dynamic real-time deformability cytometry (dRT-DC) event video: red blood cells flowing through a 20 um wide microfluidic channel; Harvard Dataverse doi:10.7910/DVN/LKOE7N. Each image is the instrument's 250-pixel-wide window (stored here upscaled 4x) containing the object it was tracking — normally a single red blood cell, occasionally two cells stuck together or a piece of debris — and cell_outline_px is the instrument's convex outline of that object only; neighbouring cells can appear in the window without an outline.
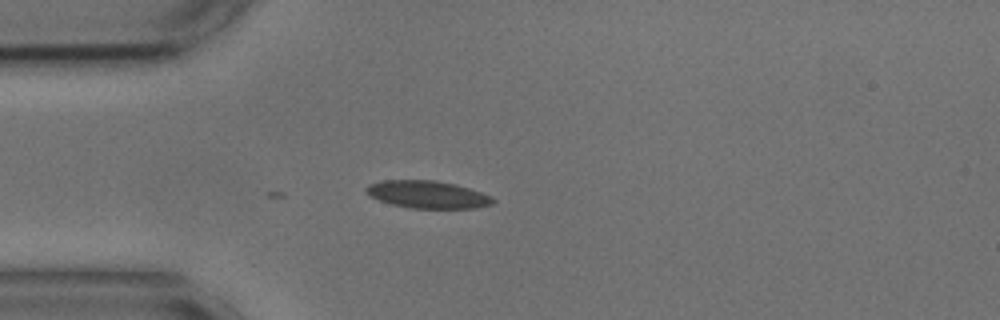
{"species": "common noctule bat (a hibernating species)", "species_latin": "Nyctalus noctula", "temperature_condition": "cold", "stored_images_in_passage": 4, "camera_frame_rate_fps": 3000, "um_per_image_px": 0.085, "animal": {"sex": "male", "body_mass_g": 17.9, "forearm_length_mm": 54.2}, "frame": {"image": 1, "passage_image": 4, "time_ms": 1.0, "image_size_px": [1000, 320], "cell_outline_px": [[496, 200], [492, 204], [476, 208], [412, 208], [392, 204], [380, 200], [372, 196], [364, 188], [368, 184], [384, 180], [436, 180], [456, 184], [492, 196]], "centroid_in_image_um": [36.38, 16.52], "position_along_channel_um": 48.6, "area_um2": 20.17}}